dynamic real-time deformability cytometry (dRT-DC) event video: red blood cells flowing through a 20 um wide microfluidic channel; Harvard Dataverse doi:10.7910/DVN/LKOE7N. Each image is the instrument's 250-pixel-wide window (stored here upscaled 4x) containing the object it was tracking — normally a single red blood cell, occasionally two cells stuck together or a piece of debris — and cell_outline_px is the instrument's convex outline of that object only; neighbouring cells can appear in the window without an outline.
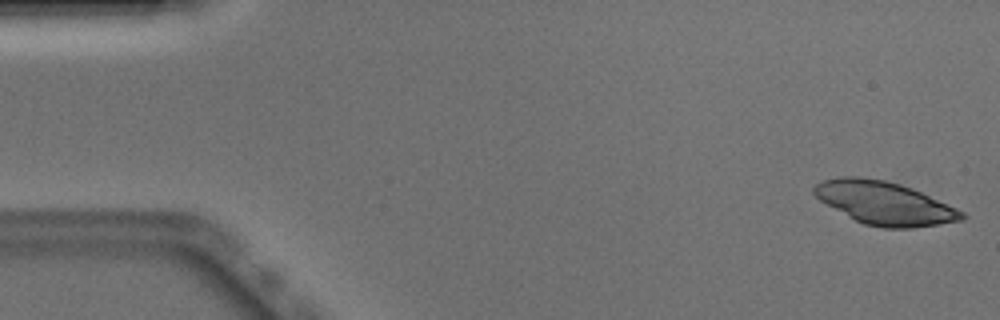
{"species": "Egyptian fruit bat (a non-hibernating species)", "species_latin": "Rousettus aegyptiacus", "temperature_condition": "warm", "stored_images_in_passage": 24, "camera_frame_rate_fps": 3000, "um_per_image_px": 0.085, "animal": {"sex": "male"}, "frame": {"image": 1, "passage_image": 1, "time_ms": 0.0, "image_size_px": [1000, 320], "cell_outline_px": [[968, 216], [964, 220], [912, 228], [884, 228], [864, 224], [856, 220], [820, 200], [812, 192], [812, 188], [820, 180], [840, 176], [856, 176], [884, 180], [900, 184], [912, 188], [956, 208], [964, 212]], "centroid_in_image_um": [75.18, 17.25], "position_along_channel_um": 9.8, "area_um2": 36.88}}